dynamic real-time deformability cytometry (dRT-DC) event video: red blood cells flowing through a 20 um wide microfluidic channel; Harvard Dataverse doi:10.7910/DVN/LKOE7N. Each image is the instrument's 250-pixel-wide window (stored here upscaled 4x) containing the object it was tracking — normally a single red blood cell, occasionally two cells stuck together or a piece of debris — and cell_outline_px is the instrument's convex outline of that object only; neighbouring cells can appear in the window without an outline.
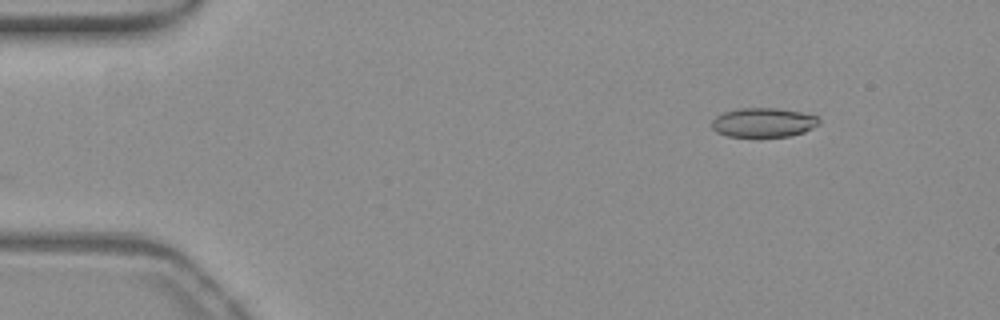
{"species": "common noctule bat (a hibernating species)", "species_latin": "Nyctalus noctula", "temperature_condition": "warm", "stored_images_in_passage": 43, "camera_frame_rate_fps": 3000, "um_per_image_px": 0.085, "animal": {"sex": "female", "body_mass_g": 19.3, "forearm_length_mm": 54.1}, "frame": {"image": 1, "passage_image": 2, "time_ms": 0.333, "image_size_px": [1000, 320], "cell_outline_px": [[820, 124], [804, 132], [792, 136], [728, 136], [716, 132], [712, 128], [712, 120], [716, 116], [724, 112], [740, 108], [776, 108], [800, 112], [816, 116], [820, 120]], "centroid_in_image_um": [64.89, 10.41], "position_along_channel_um": 20.1, "area_um2": 18.21}}
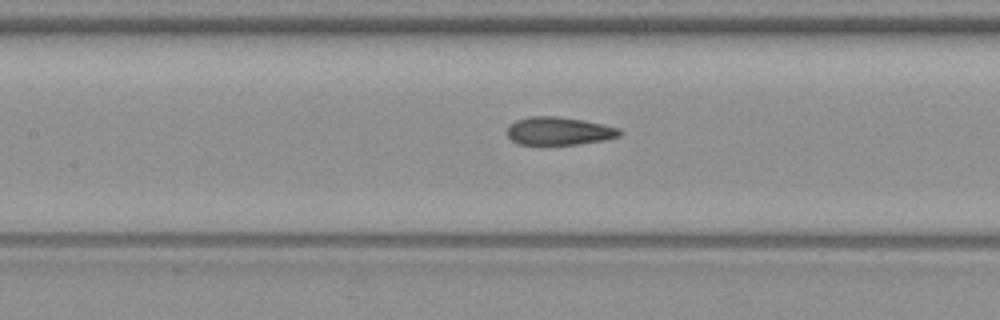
{"frame": {"image": 2, "passage_image": 20, "time_ms": 6.333, "image_size_px": [1000, 320], "cell_outline_px": [[624, 132], [620, 136], [608, 140], [576, 144], [516, 144], [508, 136], [508, 124], [516, 120], [532, 116], [556, 116], [584, 120], [620, 128]], "centroid_in_image_um": [47.55, 11.13], "position_along_channel_um": 159.8, "area_um2": 18.5}}
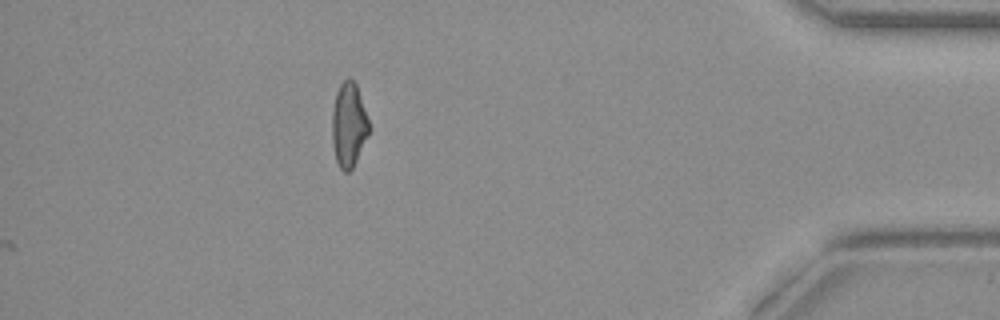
{"frame": {"image": 3, "passage_image": 43, "time_ms": 14.0, "image_size_px": [1000, 320], "cell_outline_px": [[372, 128], [352, 168], [348, 172], [344, 172], [340, 168], [336, 160], [332, 144], [332, 112], [336, 92], [340, 84], [348, 76], [356, 84]], "centroid_in_image_um": [29.65, 10.61], "position_along_channel_um": 405.5, "area_um2": 18.32}, "authors_computed_cell_mechanics": {"area_um2": 18.8428, "velocity_mm_per_s": 3.8629, "shape_relaxation_time_tau1_ms": null, "shape_relaxation_time_tau2_ms": 1.7593, "deformation_change_tau1": null, "deformation_change_tau2": 0.0829}}